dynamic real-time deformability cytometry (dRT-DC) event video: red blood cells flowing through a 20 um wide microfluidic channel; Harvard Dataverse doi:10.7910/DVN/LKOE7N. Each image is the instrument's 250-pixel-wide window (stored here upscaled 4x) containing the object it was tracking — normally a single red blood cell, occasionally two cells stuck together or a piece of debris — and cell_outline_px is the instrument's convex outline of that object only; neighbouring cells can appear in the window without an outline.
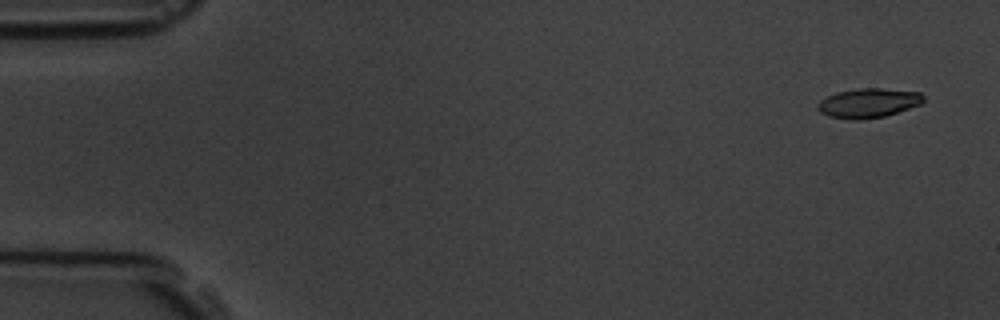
{"species": "common noctule bat (a hibernating species)", "species_latin": "Nyctalus noctula", "temperature_condition": "room temperature", "stored_images_in_passage": 5, "camera_frame_rate_fps": 3000, "um_per_image_px": 0.085, "animal": {"sex": "male", "body_mass_g": 19.5, "forearm_length_mm": 54.6}, "frame": {"image": 1, "passage_image": 1, "time_ms": 0.0, "image_size_px": [1000, 320], "cell_outline_px": [[924, 100], [920, 104], [884, 116], [856, 120], [852, 120], [828, 116], [820, 112], [816, 108], [816, 104], [820, 100], [836, 92], [856, 88], [880, 88], [920, 92], [924, 96]], "centroid_in_image_um": [73.76, 8.75], "position_along_channel_um": 11.2, "area_um2": 18.09}}
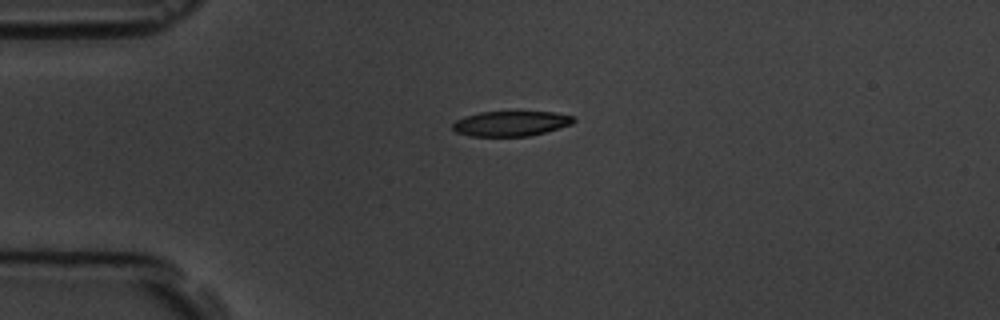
{"frame": {"image": 2, "passage_image": 4, "time_ms": 3.667, "image_size_px": [1000, 320], "cell_outline_px": [[576, 120], [572, 124], [544, 132], [528, 136], [468, 136], [456, 132], [452, 128], [452, 124], [456, 120], [464, 116], [480, 112], [552, 112], [576, 116]], "centroid_in_image_um": [43.41, 10.5], "position_along_channel_um": 41.6, "area_um2": 17.69}}